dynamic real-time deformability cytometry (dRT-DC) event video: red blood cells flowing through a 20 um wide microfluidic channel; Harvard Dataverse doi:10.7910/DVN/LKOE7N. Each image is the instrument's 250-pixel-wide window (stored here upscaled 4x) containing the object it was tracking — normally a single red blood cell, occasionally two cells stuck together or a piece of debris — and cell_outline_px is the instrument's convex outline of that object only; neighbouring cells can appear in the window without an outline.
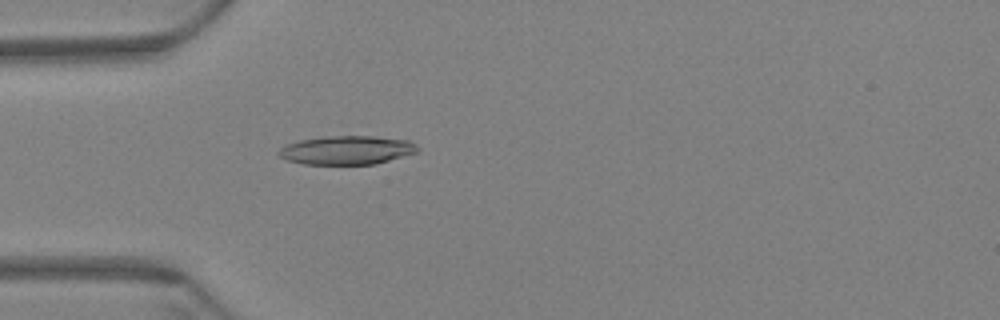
{"species": "Egyptian fruit bat (a non-hibernating species)", "species_latin": "Rousettus aegyptiacus", "temperature_condition": "warm", "stored_images_in_passage": 60, "camera_frame_rate_fps": 3000, "um_per_image_px": 0.085, "animal": {"sex": "female"}, "frame": {"image": 1, "passage_image": 18, "time_ms": 5.667, "image_size_px": [1000, 320], "cell_outline_px": [[420, 148], [416, 152], [376, 164], [304, 164], [288, 160], [280, 156], [276, 152], [280, 148], [288, 144], [300, 140], [320, 136], [376, 136], [408, 140], [416, 144]], "centroid_in_image_um": [29.48, 12.75], "position_along_channel_um": 55.5, "area_um2": 23.24}}
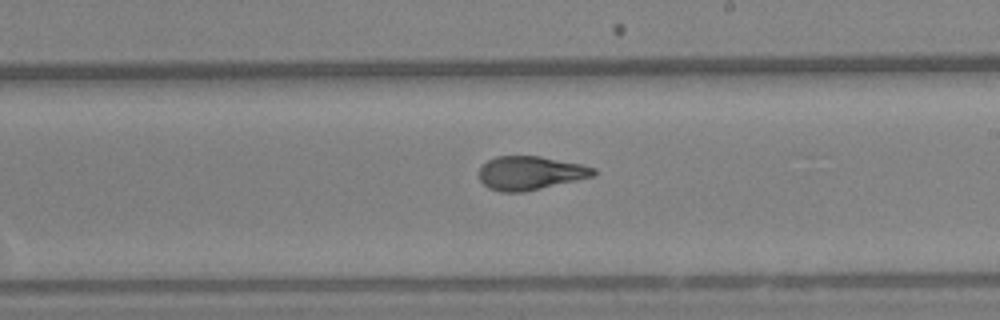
{"frame": {"image": 2, "passage_image": 35, "time_ms": 11.333, "image_size_px": [1000, 320], "cell_outline_px": [[596, 172], [592, 176], [524, 192], [500, 192], [488, 188], [480, 180], [480, 168], [488, 160], [496, 156], [540, 156], [580, 164], [596, 168]], "centroid_in_image_um": [45.04, 14.7], "position_along_channel_um": 244.0, "area_um2": 22.2}}
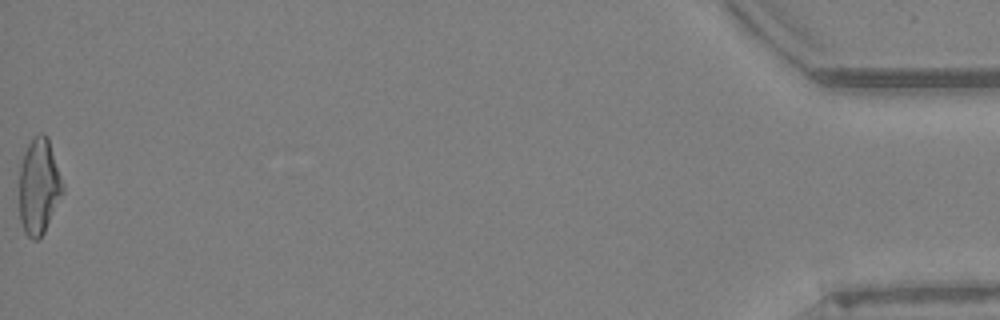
{"frame": {"image": 3, "passage_image": 60, "time_ms": 19.667, "image_size_px": [1000, 320], "cell_outline_px": [[64, 192], [44, 232], [36, 240], [32, 240], [24, 232], [20, 220], [20, 164], [24, 152], [28, 144], [40, 132], [44, 132], [48, 136], [64, 184]], "centroid_in_image_um": [3.32, 15.83], "position_along_channel_um": 431.9, "area_um2": 24.39}, "authors_computed_cell_mechanics": {"area_um2": 23.2645, "velocity_mm_per_s": 3.4481, "shape_relaxation_time_tau1_ms": 8.2475, "shape_relaxation_time_tau2_ms": 1.652, "deformation_change_tau1": 0.2365, "deformation_change_tau2": 0.0919}}